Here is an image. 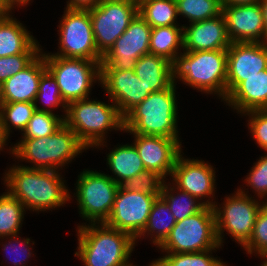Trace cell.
<instances>
[{"instance_id":"obj_43","label":"cell","mask_w":267,"mask_h":266,"mask_svg":"<svg viewBox=\"0 0 267 266\" xmlns=\"http://www.w3.org/2000/svg\"><path fill=\"white\" fill-rule=\"evenodd\" d=\"M264 21V43L267 44V0H259Z\"/></svg>"},{"instance_id":"obj_25","label":"cell","mask_w":267,"mask_h":266,"mask_svg":"<svg viewBox=\"0 0 267 266\" xmlns=\"http://www.w3.org/2000/svg\"><path fill=\"white\" fill-rule=\"evenodd\" d=\"M107 164L115 177L110 176L117 184L122 185L128 179L145 170L143 161L134 145H118L107 154Z\"/></svg>"},{"instance_id":"obj_9","label":"cell","mask_w":267,"mask_h":266,"mask_svg":"<svg viewBox=\"0 0 267 266\" xmlns=\"http://www.w3.org/2000/svg\"><path fill=\"white\" fill-rule=\"evenodd\" d=\"M253 198L244 190L238 189L234 195L225 197L224 206L219 208L218 203L214 204L216 234L220 246L224 230L241 246L249 240L260 208L265 204L264 201L261 204Z\"/></svg>"},{"instance_id":"obj_45","label":"cell","mask_w":267,"mask_h":266,"mask_svg":"<svg viewBox=\"0 0 267 266\" xmlns=\"http://www.w3.org/2000/svg\"><path fill=\"white\" fill-rule=\"evenodd\" d=\"M31 0H3L5 6L11 11L14 9V6H24L27 5Z\"/></svg>"},{"instance_id":"obj_36","label":"cell","mask_w":267,"mask_h":266,"mask_svg":"<svg viewBox=\"0 0 267 266\" xmlns=\"http://www.w3.org/2000/svg\"><path fill=\"white\" fill-rule=\"evenodd\" d=\"M165 178L158 172L145 169L131 177L122 186L128 191H139L147 195H161Z\"/></svg>"},{"instance_id":"obj_5","label":"cell","mask_w":267,"mask_h":266,"mask_svg":"<svg viewBox=\"0 0 267 266\" xmlns=\"http://www.w3.org/2000/svg\"><path fill=\"white\" fill-rule=\"evenodd\" d=\"M9 149L15 158L33 164V167H23L60 171L58 169H61L66 163L68 164L87 148L77 138L76 133L64 124L53 135L22 138L20 142Z\"/></svg>"},{"instance_id":"obj_27","label":"cell","mask_w":267,"mask_h":266,"mask_svg":"<svg viewBox=\"0 0 267 266\" xmlns=\"http://www.w3.org/2000/svg\"><path fill=\"white\" fill-rule=\"evenodd\" d=\"M170 184L171 183L166 184L164 182L160 196L170 207V211L175 217L176 222L183 220L188 216L194 215L195 213L201 211L206 205L213 207L216 203L215 201L213 202L214 199L210 201V198L207 201L200 202L198 198L192 196L187 192L179 190L174 185L172 187V185L170 186Z\"/></svg>"},{"instance_id":"obj_2","label":"cell","mask_w":267,"mask_h":266,"mask_svg":"<svg viewBox=\"0 0 267 266\" xmlns=\"http://www.w3.org/2000/svg\"><path fill=\"white\" fill-rule=\"evenodd\" d=\"M77 227L78 247L74 256L85 266H135L129 257L136 240L128 233L105 223H90Z\"/></svg>"},{"instance_id":"obj_10","label":"cell","mask_w":267,"mask_h":266,"mask_svg":"<svg viewBox=\"0 0 267 266\" xmlns=\"http://www.w3.org/2000/svg\"><path fill=\"white\" fill-rule=\"evenodd\" d=\"M79 213L90 223H105L120 187L109 175L93 170H83L76 182Z\"/></svg>"},{"instance_id":"obj_13","label":"cell","mask_w":267,"mask_h":266,"mask_svg":"<svg viewBox=\"0 0 267 266\" xmlns=\"http://www.w3.org/2000/svg\"><path fill=\"white\" fill-rule=\"evenodd\" d=\"M159 195L118 188L110 216L105 222L109 227L128 233L135 240L147 224L152 205Z\"/></svg>"},{"instance_id":"obj_18","label":"cell","mask_w":267,"mask_h":266,"mask_svg":"<svg viewBox=\"0 0 267 266\" xmlns=\"http://www.w3.org/2000/svg\"><path fill=\"white\" fill-rule=\"evenodd\" d=\"M136 147L144 167L158 172L164 178L172 175L175 161L182 153L179 138L133 134Z\"/></svg>"},{"instance_id":"obj_39","label":"cell","mask_w":267,"mask_h":266,"mask_svg":"<svg viewBox=\"0 0 267 266\" xmlns=\"http://www.w3.org/2000/svg\"><path fill=\"white\" fill-rule=\"evenodd\" d=\"M246 177L247 186L254 190L258 198H265L267 195V155L259 158ZM265 200L267 203V199Z\"/></svg>"},{"instance_id":"obj_8","label":"cell","mask_w":267,"mask_h":266,"mask_svg":"<svg viewBox=\"0 0 267 266\" xmlns=\"http://www.w3.org/2000/svg\"><path fill=\"white\" fill-rule=\"evenodd\" d=\"M47 70L56 79L64 102L86 99L93 82L100 83L101 63L81 58L44 56Z\"/></svg>"},{"instance_id":"obj_1","label":"cell","mask_w":267,"mask_h":266,"mask_svg":"<svg viewBox=\"0 0 267 266\" xmlns=\"http://www.w3.org/2000/svg\"><path fill=\"white\" fill-rule=\"evenodd\" d=\"M3 178L7 191L28 210H51L71 199L58 171L13 165Z\"/></svg>"},{"instance_id":"obj_26","label":"cell","mask_w":267,"mask_h":266,"mask_svg":"<svg viewBox=\"0 0 267 266\" xmlns=\"http://www.w3.org/2000/svg\"><path fill=\"white\" fill-rule=\"evenodd\" d=\"M175 223L176 220L170 211V207L166 201L159 196L154 201L147 224L138 237L142 238V236L144 237L146 234L147 237L151 235L152 243L158 247L169 235Z\"/></svg>"},{"instance_id":"obj_34","label":"cell","mask_w":267,"mask_h":266,"mask_svg":"<svg viewBox=\"0 0 267 266\" xmlns=\"http://www.w3.org/2000/svg\"><path fill=\"white\" fill-rule=\"evenodd\" d=\"M65 117L50 113L47 111L36 110L29 120L22 138H40L53 135L60 127L64 125Z\"/></svg>"},{"instance_id":"obj_19","label":"cell","mask_w":267,"mask_h":266,"mask_svg":"<svg viewBox=\"0 0 267 266\" xmlns=\"http://www.w3.org/2000/svg\"><path fill=\"white\" fill-rule=\"evenodd\" d=\"M231 42L264 43V21L259 2L222 6Z\"/></svg>"},{"instance_id":"obj_44","label":"cell","mask_w":267,"mask_h":266,"mask_svg":"<svg viewBox=\"0 0 267 266\" xmlns=\"http://www.w3.org/2000/svg\"><path fill=\"white\" fill-rule=\"evenodd\" d=\"M257 2H259V0H221V5L236 6V5L254 4Z\"/></svg>"},{"instance_id":"obj_16","label":"cell","mask_w":267,"mask_h":266,"mask_svg":"<svg viewBox=\"0 0 267 266\" xmlns=\"http://www.w3.org/2000/svg\"><path fill=\"white\" fill-rule=\"evenodd\" d=\"M267 69V44L231 42L227 49V96L247 77Z\"/></svg>"},{"instance_id":"obj_23","label":"cell","mask_w":267,"mask_h":266,"mask_svg":"<svg viewBox=\"0 0 267 266\" xmlns=\"http://www.w3.org/2000/svg\"><path fill=\"white\" fill-rule=\"evenodd\" d=\"M8 11L0 18V57L21 53H41L38 41L27 29L11 17Z\"/></svg>"},{"instance_id":"obj_38","label":"cell","mask_w":267,"mask_h":266,"mask_svg":"<svg viewBox=\"0 0 267 266\" xmlns=\"http://www.w3.org/2000/svg\"><path fill=\"white\" fill-rule=\"evenodd\" d=\"M40 53H21L0 57V84L26 68Z\"/></svg>"},{"instance_id":"obj_7","label":"cell","mask_w":267,"mask_h":266,"mask_svg":"<svg viewBox=\"0 0 267 266\" xmlns=\"http://www.w3.org/2000/svg\"><path fill=\"white\" fill-rule=\"evenodd\" d=\"M158 247L166 253H196L221 247L213 207L206 205L194 215L177 221Z\"/></svg>"},{"instance_id":"obj_30","label":"cell","mask_w":267,"mask_h":266,"mask_svg":"<svg viewBox=\"0 0 267 266\" xmlns=\"http://www.w3.org/2000/svg\"><path fill=\"white\" fill-rule=\"evenodd\" d=\"M25 207L8 191L0 196V238L19 234Z\"/></svg>"},{"instance_id":"obj_24","label":"cell","mask_w":267,"mask_h":266,"mask_svg":"<svg viewBox=\"0 0 267 266\" xmlns=\"http://www.w3.org/2000/svg\"><path fill=\"white\" fill-rule=\"evenodd\" d=\"M134 70L150 93L165 90L172 84L171 62L162 56L151 53L141 56Z\"/></svg>"},{"instance_id":"obj_4","label":"cell","mask_w":267,"mask_h":266,"mask_svg":"<svg viewBox=\"0 0 267 266\" xmlns=\"http://www.w3.org/2000/svg\"><path fill=\"white\" fill-rule=\"evenodd\" d=\"M176 84L152 92L123 117V129L131 134L178 138Z\"/></svg>"},{"instance_id":"obj_29","label":"cell","mask_w":267,"mask_h":266,"mask_svg":"<svg viewBox=\"0 0 267 266\" xmlns=\"http://www.w3.org/2000/svg\"><path fill=\"white\" fill-rule=\"evenodd\" d=\"M138 13L151 28L176 25L178 16L175 0H139Z\"/></svg>"},{"instance_id":"obj_33","label":"cell","mask_w":267,"mask_h":266,"mask_svg":"<svg viewBox=\"0 0 267 266\" xmlns=\"http://www.w3.org/2000/svg\"><path fill=\"white\" fill-rule=\"evenodd\" d=\"M212 250L196 253H167L150 263V266H227L221 259L213 257Z\"/></svg>"},{"instance_id":"obj_20","label":"cell","mask_w":267,"mask_h":266,"mask_svg":"<svg viewBox=\"0 0 267 266\" xmlns=\"http://www.w3.org/2000/svg\"><path fill=\"white\" fill-rule=\"evenodd\" d=\"M230 45L223 13L183 26V51H213L228 49Z\"/></svg>"},{"instance_id":"obj_41","label":"cell","mask_w":267,"mask_h":266,"mask_svg":"<svg viewBox=\"0 0 267 266\" xmlns=\"http://www.w3.org/2000/svg\"><path fill=\"white\" fill-rule=\"evenodd\" d=\"M17 236L18 235H14V236H8V238L10 239L9 241H8V243H6V244H2L3 245V250L4 251H8L9 253H11L12 254V256L14 257V259L13 258H11V259H13L12 260V262H13V265H15V266H26L25 264V261L28 259V258H30L31 257V255H32V252H31V250H30V248L28 247V245L29 244H31L30 243V239L29 238H22V241H21V238L19 239V238H17ZM14 243H13V242ZM13 245H12V244ZM21 243V244H20ZM24 244V245H23ZM19 245V246H18ZM21 245V246H20ZM12 248V249H11ZM29 248V249H28ZM10 251H9V250ZM14 252H13V251ZM8 253V254H9ZM22 254V255H21ZM23 257V258H22Z\"/></svg>"},{"instance_id":"obj_35","label":"cell","mask_w":267,"mask_h":266,"mask_svg":"<svg viewBox=\"0 0 267 266\" xmlns=\"http://www.w3.org/2000/svg\"><path fill=\"white\" fill-rule=\"evenodd\" d=\"M40 100L43 104L48 106L49 109L47 107L46 108H43V107L41 108L40 106L38 107L37 102ZM34 103H35L36 110L47 111L50 113H53L52 107L56 108V107L62 106L65 112V116H66L67 104L64 102L61 96L56 79L53 77V75L48 70H46L41 76L39 87H38V92H37Z\"/></svg>"},{"instance_id":"obj_42","label":"cell","mask_w":267,"mask_h":266,"mask_svg":"<svg viewBox=\"0 0 267 266\" xmlns=\"http://www.w3.org/2000/svg\"><path fill=\"white\" fill-rule=\"evenodd\" d=\"M101 1L102 0H68L66 8L88 10L96 7Z\"/></svg>"},{"instance_id":"obj_32","label":"cell","mask_w":267,"mask_h":266,"mask_svg":"<svg viewBox=\"0 0 267 266\" xmlns=\"http://www.w3.org/2000/svg\"><path fill=\"white\" fill-rule=\"evenodd\" d=\"M178 16L190 23L217 17L222 13L221 0H175Z\"/></svg>"},{"instance_id":"obj_37","label":"cell","mask_w":267,"mask_h":266,"mask_svg":"<svg viewBox=\"0 0 267 266\" xmlns=\"http://www.w3.org/2000/svg\"><path fill=\"white\" fill-rule=\"evenodd\" d=\"M248 254L259 255L267 252V203L260 208L253 232L249 240L242 246Z\"/></svg>"},{"instance_id":"obj_46","label":"cell","mask_w":267,"mask_h":266,"mask_svg":"<svg viewBox=\"0 0 267 266\" xmlns=\"http://www.w3.org/2000/svg\"><path fill=\"white\" fill-rule=\"evenodd\" d=\"M8 138L6 137V135L3 132V128L1 126V122H0V151L3 150L5 147L6 142H7Z\"/></svg>"},{"instance_id":"obj_12","label":"cell","mask_w":267,"mask_h":266,"mask_svg":"<svg viewBox=\"0 0 267 266\" xmlns=\"http://www.w3.org/2000/svg\"><path fill=\"white\" fill-rule=\"evenodd\" d=\"M89 14L96 48L104 56L138 14V1L102 0Z\"/></svg>"},{"instance_id":"obj_11","label":"cell","mask_w":267,"mask_h":266,"mask_svg":"<svg viewBox=\"0 0 267 266\" xmlns=\"http://www.w3.org/2000/svg\"><path fill=\"white\" fill-rule=\"evenodd\" d=\"M65 9L58 26L60 52L43 53V56L81 58L101 63L103 56L96 48L89 9Z\"/></svg>"},{"instance_id":"obj_17","label":"cell","mask_w":267,"mask_h":266,"mask_svg":"<svg viewBox=\"0 0 267 266\" xmlns=\"http://www.w3.org/2000/svg\"><path fill=\"white\" fill-rule=\"evenodd\" d=\"M175 187L198 198L215 196V170L204 160L186 159L180 153L171 175ZM212 195V196H211Z\"/></svg>"},{"instance_id":"obj_6","label":"cell","mask_w":267,"mask_h":266,"mask_svg":"<svg viewBox=\"0 0 267 266\" xmlns=\"http://www.w3.org/2000/svg\"><path fill=\"white\" fill-rule=\"evenodd\" d=\"M111 103L110 105L86 98L67 105L64 124L76 133L87 149L105 146L104 136L110 129L124 131L123 117L116 104Z\"/></svg>"},{"instance_id":"obj_48","label":"cell","mask_w":267,"mask_h":266,"mask_svg":"<svg viewBox=\"0 0 267 266\" xmlns=\"http://www.w3.org/2000/svg\"><path fill=\"white\" fill-rule=\"evenodd\" d=\"M258 256H261L263 257L264 261L262 262V264H260L261 266H267V252L266 253H263L261 255H258ZM266 258V259H265Z\"/></svg>"},{"instance_id":"obj_28","label":"cell","mask_w":267,"mask_h":266,"mask_svg":"<svg viewBox=\"0 0 267 266\" xmlns=\"http://www.w3.org/2000/svg\"><path fill=\"white\" fill-rule=\"evenodd\" d=\"M179 26L152 28L149 44L150 53L162 56L172 62L179 54V49L183 48V26Z\"/></svg>"},{"instance_id":"obj_22","label":"cell","mask_w":267,"mask_h":266,"mask_svg":"<svg viewBox=\"0 0 267 266\" xmlns=\"http://www.w3.org/2000/svg\"><path fill=\"white\" fill-rule=\"evenodd\" d=\"M224 101L241 114L251 110L267 109V69L247 77Z\"/></svg>"},{"instance_id":"obj_49","label":"cell","mask_w":267,"mask_h":266,"mask_svg":"<svg viewBox=\"0 0 267 266\" xmlns=\"http://www.w3.org/2000/svg\"><path fill=\"white\" fill-rule=\"evenodd\" d=\"M2 104H3V100H2V90H1V84H0V109H1Z\"/></svg>"},{"instance_id":"obj_15","label":"cell","mask_w":267,"mask_h":266,"mask_svg":"<svg viewBox=\"0 0 267 266\" xmlns=\"http://www.w3.org/2000/svg\"><path fill=\"white\" fill-rule=\"evenodd\" d=\"M100 84L122 117L150 95V88H146L134 69L116 70L112 66H101Z\"/></svg>"},{"instance_id":"obj_3","label":"cell","mask_w":267,"mask_h":266,"mask_svg":"<svg viewBox=\"0 0 267 266\" xmlns=\"http://www.w3.org/2000/svg\"><path fill=\"white\" fill-rule=\"evenodd\" d=\"M171 62L172 83L176 78L207 94L227 97V49L179 52Z\"/></svg>"},{"instance_id":"obj_31","label":"cell","mask_w":267,"mask_h":266,"mask_svg":"<svg viewBox=\"0 0 267 266\" xmlns=\"http://www.w3.org/2000/svg\"><path fill=\"white\" fill-rule=\"evenodd\" d=\"M35 111V103H3L0 109V122L6 137L9 138L8 136H10V132H12L10 130L12 128L23 132Z\"/></svg>"},{"instance_id":"obj_14","label":"cell","mask_w":267,"mask_h":266,"mask_svg":"<svg viewBox=\"0 0 267 266\" xmlns=\"http://www.w3.org/2000/svg\"><path fill=\"white\" fill-rule=\"evenodd\" d=\"M151 30V26L138 13L102 57L101 66H112L116 70L134 69L136 61L150 53Z\"/></svg>"},{"instance_id":"obj_40","label":"cell","mask_w":267,"mask_h":266,"mask_svg":"<svg viewBox=\"0 0 267 266\" xmlns=\"http://www.w3.org/2000/svg\"><path fill=\"white\" fill-rule=\"evenodd\" d=\"M249 116L248 127L258 146L267 151V109L245 112Z\"/></svg>"},{"instance_id":"obj_21","label":"cell","mask_w":267,"mask_h":266,"mask_svg":"<svg viewBox=\"0 0 267 266\" xmlns=\"http://www.w3.org/2000/svg\"><path fill=\"white\" fill-rule=\"evenodd\" d=\"M47 70L41 53L23 70L1 84L3 103H34L42 74Z\"/></svg>"},{"instance_id":"obj_47","label":"cell","mask_w":267,"mask_h":266,"mask_svg":"<svg viewBox=\"0 0 267 266\" xmlns=\"http://www.w3.org/2000/svg\"><path fill=\"white\" fill-rule=\"evenodd\" d=\"M8 11H10L4 4L3 0H0V18H2Z\"/></svg>"}]
</instances>
